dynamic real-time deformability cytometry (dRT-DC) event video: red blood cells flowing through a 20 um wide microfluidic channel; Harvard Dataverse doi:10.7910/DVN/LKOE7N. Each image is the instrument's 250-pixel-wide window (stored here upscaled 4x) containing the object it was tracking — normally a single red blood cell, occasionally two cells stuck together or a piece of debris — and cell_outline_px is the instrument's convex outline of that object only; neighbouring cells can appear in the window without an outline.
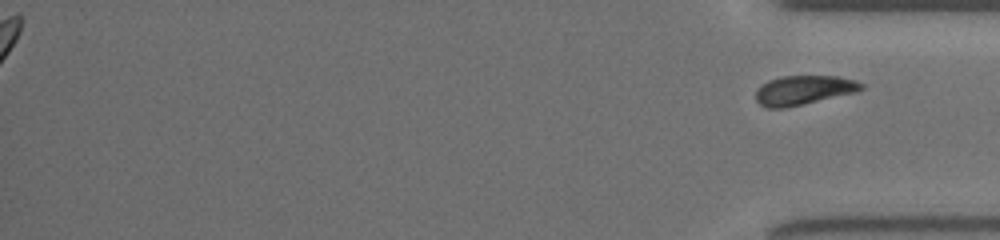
{"species": "common noctule bat (a hibernating species)", "species_latin": "Nyctalus noctula", "temperature_condition": "room temperature", "stored_images_in_passage": 51, "camera_frame_rate_fps": 3000, "um_per_image_px": 0.085, "animal": {"sex": "female", "body_mass_g": 19.5, "forearm_length_mm": 54.1}, "frame": {"image": 1, "passage_image": 51, "time_ms": 12.333, "image_size_px": [1000, 240], "cell_outline_px": [[864, 88], [856, 92], [804, 104], [784, 108], [768, 108], [760, 104], [756, 100], [756, 88], [768, 80], [784, 76], [836, 76], [856, 80], [864, 84]], "centroid_in_image_um": [68.31, 7.66], "position_along_channel_um": 366.9, "area_um2": 18.03}}